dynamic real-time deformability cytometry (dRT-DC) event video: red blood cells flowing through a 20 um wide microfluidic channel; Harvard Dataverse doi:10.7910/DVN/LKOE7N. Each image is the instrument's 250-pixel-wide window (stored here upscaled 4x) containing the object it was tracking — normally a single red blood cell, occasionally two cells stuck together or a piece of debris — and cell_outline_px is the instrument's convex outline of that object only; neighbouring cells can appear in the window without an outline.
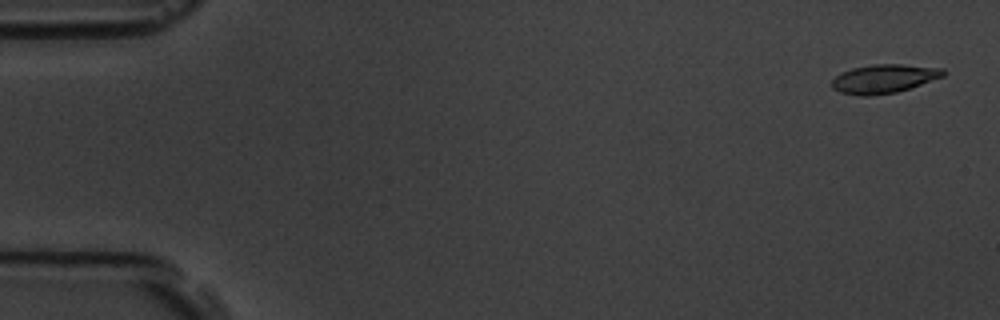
{"species": "common noctule bat (a hibernating species)", "species_latin": "Nyctalus noctula", "temperature_condition": "room temperature", "stored_images_in_passage": 6, "segment_of_instrument_passage": [1, 2], "camera_frame_rate_fps": 3000, "um_per_image_px": 0.085, "animal": {"sex": "male", "body_mass_g": 19.5, "forearm_length_mm": 54.6}, "frame": {"image": 1, "passage_image": 1, "time_ms": 0.0, "image_size_px": [1000, 320], "cell_outline_px": [[944, 76], [896, 92], [868, 96], [860, 96], [840, 92], [832, 88], [832, 80], [840, 72], [852, 68], [872, 64], [900, 64], [944, 68]], "centroid_in_image_um": [75.1, 6.68], "position_along_channel_um": 9.9, "area_um2": 18.55}}
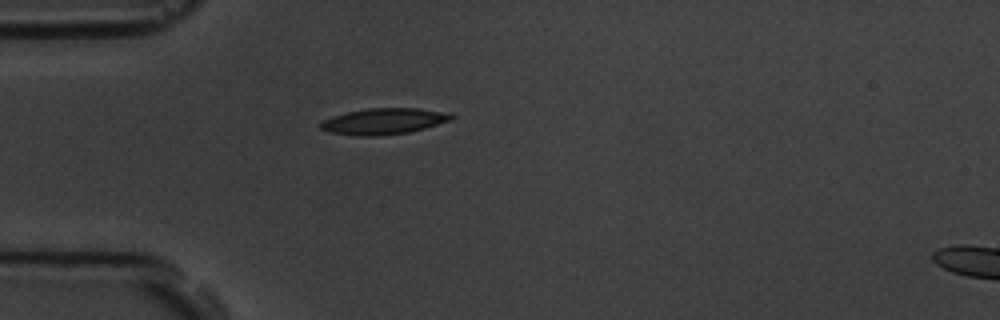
{"frame": {"image": 2, "passage_image": 5, "time_ms": 4.667, "image_size_px": [1000, 320], "cell_outline_px": [[456, 116], [452, 120], [424, 128], [408, 132], [376, 136], [360, 136], [328, 132], [320, 128], [320, 124], [324, 120], [332, 116], [348, 112], [368, 108], [416, 108], [452, 112]], "centroid_in_image_um": [32.67, 10.3], "position_along_channel_um": 52.3, "area_um2": 19.94}}